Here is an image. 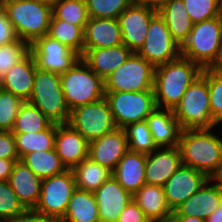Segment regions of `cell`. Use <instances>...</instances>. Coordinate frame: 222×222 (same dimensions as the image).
<instances>
[{"instance_id":"cell-20","label":"cell","mask_w":222,"mask_h":222,"mask_svg":"<svg viewBox=\"0 0 222 222\" xmlns=\"http://www.w3.org/2000/svg\"><path fill=\"white\" fill-rule=\"evenodd\" d=\"M89 142L68 123L56 124L55 150L67 169L88 158Z\"/></svg>"},{"instance_id":"cell-53","label":"cell","mask_w":222,"mask_h":222,"mask_svg":"<svg viewBox=\"0 0 222 222\" xmlns=\"http://www.w3.org/2000/svg\"><path fill=\"white\" fill-rule=\"evenodd\" d=\"M215 179L218 181V183L222 187V168H221L220 173L215 177Z\"/></svg>"},{"instance_id":"cell-46","label":"cell","mask_w":222,"mask_h":222,"mask_svg":"<svg viewBox=\"0 0 222 222\" xmlns=\"http://www.w3.org/2000/svg\"><path fill=\"white\" fill-rule=\"evenodd\" d=\"M56 220L40 213L34 208L25 209L22 213L11 218L8 222H55Z\"/></svg>"},{"instance_id":"cell-11","label":"cell","mask_w":222,"mask_h":222,"mask_svg":"<svg viewBox=\"0 0 222 222\" xmlns=\"http://www.w3.org/2000/svg\"><path fill=\"white\" fill-rule=\"evenodd\" d=\"M75 189L76 183L72 169L45 178L42 180L40 197L34 209L55 220H61Z\"/></svg>"},{"instance_id":"cell-41","label":"cell","mask_w":222,"mask_h":222,"mask_svg":"<svg viewBox=\"0 0 222 222\" xmlns=\"http://www.w3.org/2000/svg\"><path fill=\"white\" fill-rule=\"evenodd\" d=\"M193 24L219 17L218 0H183Z\"/></svg>"},{"instance_id":"cell-35","label":"cell","mask_w":222,"mask_h":222,"mask_svg":"<svg viewBox=\"0 0 222 222\" xmlns=\"http://www.w3.org/2000/svg\"><path fill=\"white\" fill-rule=\"evenodd\" d=\"M123 129L126 133L128 150L149 154L158 148L146 120L128 124Z\"/></svg>"},{"instance_id":"cell-6","label":"cell","mask_w":222,"mask_h":222,"mask_svg":"<svg viewBox=\"0 0 222 222\" xmlns=\"http://www.w3.org/2000/svg\"><path fill=\"white\" fill-rule=\"evenodd\" d=\"M27 102L36 106L53 124L69 121L70 109L61 88L60 74L37 67L33 91Z\"/></svg>"},{"instance_id":"cell-34","label":"cell","mask_w":222,"mask_h":222,"mask_svg":"<svg viewBox=\"0 0 222 222\" xmlns=\"http://www.w3.org/2000/svg\"><path fill=\"white\" fill-rule=\"evenodd\" d=\"M52 122L34 105L25 101L19 108L12 133H34L47 129Z\"/></svg>"},{"instance_id":"cell-23","label":"cell","mask_w":222,"mask_h":222,"mask_svg":"<svg viewBox=\"0 0 222 222\" xmlns=\"http://www.w3.org/2000/svg\"><path fill=\"white\" fill-rule=\"evenodd\" d=\"M121 44L122 32L118 19L89 18L84 28V49L108 48Z\"/></svg>"},{"instance_id":"cell-54","label":"cell","mask_w":222,"mask_h":222,"mask_svg":"<svg viewBox=\"0 0 222 222\" xmlns=\"http://www.w3.org/2000/svg\"><path fill=\"white\" fill-rule=\"evenodd\" d=\"M219 4V15L222 18V0H218Z\"/></svg>"},{"instance_id":"cell-17","label":"cell","mask_w":222,"mask_h":222,"mask_svg":"<svg viewBox=\"0 0 222 222\" xmlns=\"http://www.w3.org/2000/svg\"><path fill=\"white\" fill-rule=\"evenodd\" d=\"M221 200L222 187L215 178H208L196 193L173 211L172 216L207 219L219 207Z\"/></svg>"},{"instance_id":"cell-30","label":"cell","mask_w":222,"mask_h":222,"mask_svg":"<svg viewBox=\"0 0 222 222\" xmlns=\"http://www.w3.org/2000/svg\"><path fill=\"white\" fill-rule=\"evenodd\" d=\"M72 171L76 188L93 193L112 176L111 170L92 161L89 157L82 160Z\"/></svg>"},{"instance_id":"cell-32","label":"cell","mask_w":222,"mask_h":222,"mask_svg":"<svg viewBox=\"0 0 222 222\" xmlns=\"http://www.w3.org/2000/svg\"><path fill=\"white\" fill-rule=\"evenodd\" d=\"M16 150L21 159L25 154L35 151H48L55 148L56 124L34 133H13Z\"/></svg>"},{"instance_id":"cell-21","label":"cell","mask_w":222,"mask_h":222,"mask_svg":"<svg viewBox=\"0 0 222 222\" xmlns=\"http://www.w3.org/2000/svg\"><path fill=\"white\" fill-rule=\"evenodd\" d=\"M36 68L35 58L30 52L0 79L2 89L18 96L24 102L28 101L34 87Z\"/></svg>"},{"instance_id":"cell-50","label":"cell","mask_w":222,"mask_h":222,"mask_svg":"<svg viewBox=\"0 0 222 222\" xmlns=\"http://www.w3.org/2000/svg\"><path fill=\"white\" fill-rule=\"evenodd\" d=\"M168 222H206L203 218L187 216H171Z\"/></svg>"},{"instance_id":"cell-40","label":"cell","mask_w":222,"mask_h":222,"mask_svg":"<svg viewBox=\"0 0 222 222\" xmlns=\"http://www.w3.org/2000/svg\"><path fill=\"white\" fill-rule=\"evenodd\" d=\"M24 210L9 182L0 181V222H8Z\"/></svg>"},{"instance_id":"cell-48","label":"cell","mask_w":222,"mask_h":222,"mask_svg":"<svg viewBox=\"0 0 222 222\" xmlns=\"http://www.w3.org/2000/svg\"><path fill=\"white\" fill-rule=\"evenodd\" d=\"M212 72H217L222 74V44L220 49L218 50V54L212 64L207 68Z\"/></svg>"},{"instance_id":"cell-7","label":"cell","mask_w":222,"mask_h":222,"mask_svg":"<svg viewBox=\"0 0 222 222\" xmlns=\"http://www.w3.org/2000/svg\"><path fill=\"white\" fill-rule=\"evenodd\" d=\"M222 44V18L215 17L193 24L188 38L181 45V56L208 68Z\"/></svg>"},{"instance_id":"cell-51","label":"cell","mask_w":222,"mask_h":222,"mask_svg":"<svg viewBox=\"0 0 222 222\" xmlns=\"http://www.w3.org/2000/svg\"><path fill=\"white\" fill-rule=\"evenodd\" d=\"M206 222H222V200L219 207L205 219Z\"/></svg>"},{"instance_id":"cell-33","label":"cell","mask_w":222,"mask_h":222,"mask_svg":"<svg viewBox=\"0 0 222 222\" xmlns=\"http://www.w3.org/2000/svg\"><path fill=\"white\" fill-rule=\"evenodd\" d=\"M84 28L85 27H79L67 21L57 19L52 14L47 36L57 40L61 44L71 47L82 56L84 50Z\"/></svg>"},{"instance_id":"cell-39","label":"cell","mask_w":222,"mask_h":222,"mask_svg":"<svg viewBox=\"0 0 222 222\" xmlns=\"http://www.w3.org/2000/svg\"><path fill=\"white\" fill-rule=\"evenodd\" d=\"M24 101L14 94L0 91V131H11L20 106Z\"/></svg>"},{"instance_id":"cell-19","label":"cell","mask_w":222,"mask_h":222,"mask_svg":"<svg viewBox=\"0 0 222 222\" xmlns=\"http://www.w3.org/2000/svg\"><path fill=\"white\" fill-rule=\"evenodd\" d=\"M94 195L100 222H117L120 213L132 200V195L117 182L113 175L94 192Z\"/></svg>"},{"instance_id":"cell-9","label":"cell","mask_w":222,"mask_h":222,"mask_svg":"<svg viewBox=\"0 0 222 222\" xmlns=\"http://www.w3.org/2000/svg\"><path fill=\"white\" fill-rule=\"evenodd\" d=\"M117 128L146 120L157 107L154 91L105 92Z\"/></svg>"},{"instance_id":"cell-5","label":"cell","mask_w":222,"mask_h":222,"mask_svg":"<svg viewBox=\"0 0 222 222\" xmlns=\"http://www.w3.org/2000/svg\"><path fill=\"white\" fill-rule=\"evenodd\" d=\"M61 88L71 110L105 97V82L79 59L68 71L60 74Z\"/></svg>"},{"instance_id":"cell-55","label":"cell","mask_w":222,"mask_h":222,"mask_svg":"<svg viewBox=\"0 0 222 222\" xmlns=\"http://www.w3.org/2000/svg\"><path fill=\"white\" fill-rule=\"evenodd\" d=\"M55 222H64L63 220H56Z\"/></svg>"},{"instance_id":"cell-8","label":"cell","mask_w":222,"mask_h":222,"mask_svg":"<svg viewBox=\"0 0 222 222\" xmlns=\"http://www.w3.org/2000/svg\"><path fill=\"white\" fill-rule=\"evenodd\" d=\"M155 67L133 52L105 80V92L154 91Z\"/></svg>"},{"instance_id":"cell-22","label":"cell","mask_w":222,"mask_h":222,"mask_svg":"<svg viewBox=\"0 0 222 222\" xmlns=\"http://www.w3.org/2000/svg\"><path fill=\"white\" fill-rule=\"evenodd\" d=\"M8 182L25 209L35 208L40 197L42 179L19 160L14 163Z\"/></svg>"},{"instance_id":"cell-45","label":"cell","mask_w":222,"mask_h":222,"mask_svg":"<svg viewBox=\"0 0 222 222\" xmlns=\"http://www.w3.org/2000/svg\"><path fill=\"white\" fill-rule=\"evenodd\" d=\"M18 38L14 31L12 22L8 19L6 13L0 9V46L10 44Z\"/></svg>"},{"instance_id":"cell-15","label":"cell","mask_w":222,"mask_h":222,"mask_svg":"<svg viewBox=\"0 0 222 222\" xmlns=\"http://www.w3.org/2000/svg\"><path fill=\"white\" fill-rule=\"evenodd\" d=\"M207 179L203 172L182 164L163 186L167 204L172 212L196 193Z\"/></svg>"},{"instance_id":"cell-43","label":"cell","mask_w":222,"mask_h":222,"mask_svg":"<svg viewBox=\"0 0 222 222\" xmlns=\"http://www.w3.org/2000/svg\"><path fill=\"white\" fill-rule=\"evenodd\" d=\"M0 158L20 160L16 150L15 139L11 131H0Z\"/></svg>"},{"instance_id":"cell-37","label":"cell","mask_w":222,"mask_h":222,"mask_svg":"<svg viewBox=\"0 0 222 222\" xmlns=\"http://www.w3.org/2000/svg\"><path fill=\"white\" fill-rule=\"evenodd\" d=\"M90 18L117 19L129 6L132 0H85Z\"/></svg>"},{"instance_id":"cell-42","label":"cell","mask_w":222,"mask_h":222,"mask_svg":"<svg viewBox=\"0 0 222 222\" xmlns=\"http://www.w3.org/2000/svg\"><path fill=\"white\" fill-rule=\"evenodd\" d=\"M207 82L212 118L222 124V74L207 69Z\"/></svg>"},{"instance_id":"cell-44","label":"cell","mask_w":222,"mask_h":222,"mask_svg":"<svg viewBox=\"0 0 222 222\" xmlns=\"http://www.w3.org/2000/svg\"><path fill=\"white\" fill-rule=\"evenodd\" d=\"M117 222H151L132 199L120 213Z\"/></svg>"},{"instance_id":"cell-3","label":"cell","mask_w":222,"mask_h":222,"mask_svg":"<svg viewBox=\"0 0 222 222\" xmlns=\"http://www.w3.org/2000/svg\"><path fill=\"white\" fill-rule=\"evenodd\" d=\"M1 8L12 22L17 38L30 45L47 35L52 7L40 0H1Z\"/></svg>"},{"instance_id":"cell-14","label":"cell","mask_w":222,"mask_h":222,"mask_svg":"<svg viewBox=\"0 0 222 222\" xmlns=\"http://www.w3.org/2000/svg\"><path fill=\"white\" fill-rule=\"evenodd\" d=\"M157 9L132 4L117 19L122 32V43L132 52H137L143 45L151 19Z\"/></svg>"},{"instance_id":"cell-25","label":"cell","mask_w":222,"mask_h":222,"mask_svg":"<svg viewBox=\"0 0 222 222\" xmlns=\"http://www.w3.org/2000/svg\"><path fill=\"white\" fill-rule=\"evenodd\" d=\"M157 147H177L182 128L173 110L156 107L146 118Z\"/></svg>"},{"instance_id":"cell-1","label":"cell","mask_w":222,"mask_h":222,"mask_svg":"<svg viewBox=\"0 0 222 222\" xmlns=\"http://www.w3.org/2000/svg\"><path fill=\"white\" fill-rule=\"evenodd\" d=\"M183 165L215 178L222 168V139L212 129H182L178 142Z\"/></svg>"},{"instance_id":"cell-29","label":"cell","mask_w":222,"mask_h":222,"mask_svg":"<svg viewBox=\"0 0 222 222\" xmlns=\"http://www.w3.org/2000/svg\"><path fill=\"white\" fill-rule=\"evenodd\" d=\"M61 220L64 222H100L94 193L76 188Z\"/></svg>"},{"instance_id":"cell-26","label":"cell","mask_w":222,"mask_h":222,"mask_svg":"<svg viewBox=\"0 0 222 222\" xmlns=\"http://www.w3.org/2000/svg\"><path fill=\"white\" fill-rule=\"evenodd\" d=\"M146 154L128 150L112 172L117 182L131 195L145 183Z\"/></svg>"},{"instance_id":"cell-47","label":"cell","mask_w":222,"mask_h":222,"mask_svg":"<svg viewBox=\"0 0 222 222\" xmlns=\"http://www.w3.org/2000/svg\"><path fill=\"white\" fill-rule=\"evenodd\" d=\"M19 160H7L0 158V181H8L13 165Z\"/></svg>"},{"instance_id":"cell-12","label":"cell","mask_w":222,"mask_h":222,"mask_svg":"<svg viewBox=\"0 0 222 222\" xmlns=\"http://www.w3.org/2000/svg\"><path fill=\"white\" fill-rule=\"evenodd\" d=\"M136 53L154 67L181 56V45L173 38L159 13L151 19L145 41Z\"/></svg>"},{"instance_id":"cell-24","label":"cell","mask_w":222,"mask_h":222,"mask_svg":"<svg viewBox=\"0 0 222 222\" xmlns=\"http://www.w3.org/2000/svg\"><path fill=\"white\" fill-rule=\"evenodd\" d=\"M133 52L124 44L98 49H84L82 60L99 77L105 80L114 70L121 66Z\"/></svg>"},{"instance_id":"cell-28","label":"cell","mask_w":222,"mask_h":222,"mask_svg":"<svg viewBox=\"0 0 222 222\" xmlns=\"http://www.w3.org/2000/svg\"><path fill=\"white\" fill-rule=\"evenodd\" d=\"M157 12L164 19L173 38L182 45L193 27L184 1L166 0Z\"/></svg>"},{"instance_id":"cell-16","label":"cell","mask_w":222,"mask_h":222,"mask_svg":"<svg viewBox=\"0 0 222 222\" xmlns=\"http://www.w3.org/2000/svg\"><path fill=\"white\" fill-rule=\"evenodd\" d=\"M127 151L128 142L125 130L116 128L89 141L88 157L113 172Z\"/></svg>"},{"instance_id":"cell-10","label":"cell","mask_w":222,"mask_h":222,"mask_svg":"<svg viewBox=\"0 0 222 222\" xmlns=\"http://www.w3.org/2000/svg\"><path fill=\"white\" fill-rule=\"evenodd\" d=\"M68 124L88 142L117 128L105 97L71 110Z\"/></svg>"},{"instance_id":"cell-49","label":"cell","mask_w":222,"mask_h":222,"mask_svg":"<svg viewBox=\"0 0 222 222\" xmlns=\"http://www.w3.org/2000/svg\"><path fill=\"white\" fill-rule=\"evenodd\" d=\"M132 1L134 4L145 5L158 10L166 0H132Z\"/></svg>"},{"instance_id":"cell-18","label":"cell","mask_w":222,"mask_h":222,"mask_svg":"<svg viewBox=\"0 0 222 222\" xmlns=\"http://www.w3.org/2000/svg\"><path fill=\"white\" fill-rule=\"evenodd\" d=\"M181 165V154L178 146L158 147L152 153L146 154V184L163 187Z\"/></svg>"},{"instance_id":"cell-4","label":"cell","mask_w":222,"mask_h":222,"mask_svg":"<svg viewBox=\"0 0 222 222\" xmlns=\"http://www.w3.org/2000/svg\"><path fill=\"white\" fill-rule=\"evenodd\" d=\"M173 112L182 129L217 127L211 115L207 68L187 88Z\"/></svg>"},{"instance_id":"cell-13","label":"cell","mask_w":222,"mask_h":222,"mask_svg":"<svg viewBox=\"0 0 222 222\" xmlns=\"http://www.w3.org/2000/svg\"><path fill=\"white\" fill-rule=\"evenodd\" d=\"M36 65L39 69L62 74L68 71L81 56L64 44L45 35L30 45Z\"/></svg>"},{"instance_id":"cell-27","label":"cell","mask_w":222,"mask_h":222,"mask_svg":"<svg viewBox=\"0 0 222 222\" xmlns=\"http://www.w3.org/2000/svg\"><path fill=\"white\" fill-rule=\"evenodd\" d=\"M132 199L151 222H168L173 214L162 186L145 183L132 195Z\"/></svg>"},{"instance_id":"cell-36","label":"cell","mask_w":222,"mask_h":222,"mask_svg":"<svg viewBox=\"0 0 222 222\" xmlns=\"http://www.w3.org/2000/svg\"><path fill=\"white\" fill-rule=\"evenodd\" d=\"M52 14L79 27H85L90 18L85 0H62L52 8Z\"/></svg>"},{"instance_id":"cell-2","label":"cell","mask_w":222,"mask_h":222,"mask_svg":"<svg viewBox=\"0 0 222 222\" xmlns=\"http://www.w3.org/2000/svg\"><path fill=\"white\" fill-rule=\"evenodd\" d=\"M202 68L183 56L155 67L154 96L158 108L174 110Z\"/></svg>"},{"instance_id":"cell-38","label":"cell","mask_w":222,"mask_h":222,"mask_svg":"<svg viewBox=\"0 0 222 222\" xmlns=\"http://www.w3.org/2000/svg\"><path fill=\"white\" fill-rule=\"evenodd\" d=\"M30 53V44L24 40L16 41L0 46V79L15 64L19 63Z\"/></svg>"},{"instance_id":"cell-52","label":"cell","mask_w":222,"mask_h":222,"mask_svg":"<svg viewBox=\"0 0 222 222\" xmlns=\"http://www.w3.org/2000/svg\"><path fill=\"white\" fill-rule=\"evenodd\" d=\"M40 1L42 3L47 4V5H49V6H51L53 8L56 4L60 3L62 0H40Z\"/></svg>"},{"instance_id":"cell-31","label":"cell","mask_w":222,"mask_h":222,"mask_svg":"<svg viewBox=\"0 0 222 222\" xmlns=\"http://www.w3.org/2000/svg\"><path fill=\"white\" fill-rule=\"evenodd\" d=\"M20 160L42 180L68 170L55 148L48 151L30 152L25 154Z\"/></svg>"}]
</instances>
